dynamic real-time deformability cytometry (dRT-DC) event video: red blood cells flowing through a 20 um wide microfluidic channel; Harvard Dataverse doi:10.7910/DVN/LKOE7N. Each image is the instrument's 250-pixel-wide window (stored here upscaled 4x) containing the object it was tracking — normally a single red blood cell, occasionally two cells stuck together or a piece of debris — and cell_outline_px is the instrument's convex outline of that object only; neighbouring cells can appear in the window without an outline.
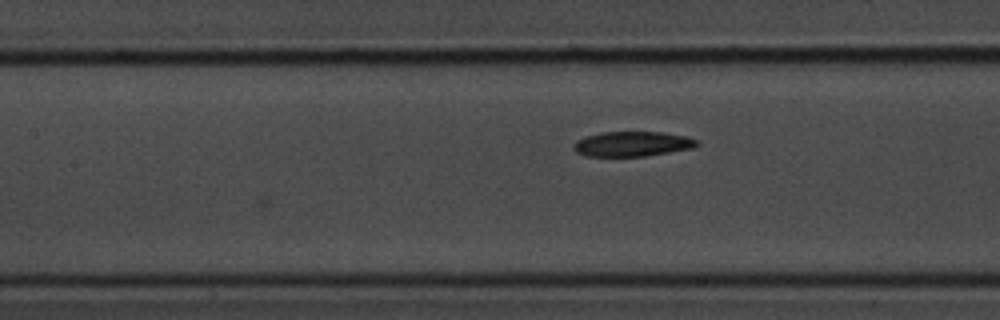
{"species": "common noctule bat (a hibernating species)", "species_latin": "Nyctalus noctula", "temperature_condition": "room temperature", "stored_images_in_passage": 12, "camera_frame_rate_fps": 3000, "um_per_image_px": 0.085, "animal": {"sex": "male", "body_mass_g": 20.1, "forearm_length_mm": 53.5}, "frame": {"image": 1, "passage_image": 12, "time_ms": 3.667, "image_size_px": [1000, 320], "cell_outline_px": [[700, 144], [692, 148], [644, 156], [584, 156], [576, 152], [572, 144], [576, 140], [588, 136], [604, 132], [660, 132], [684, 136], [696, 140]], "centroid_in_image_um": [53.71, 12.24], "position_along_channel_um": 153.7, "area_um2": 17.69}}